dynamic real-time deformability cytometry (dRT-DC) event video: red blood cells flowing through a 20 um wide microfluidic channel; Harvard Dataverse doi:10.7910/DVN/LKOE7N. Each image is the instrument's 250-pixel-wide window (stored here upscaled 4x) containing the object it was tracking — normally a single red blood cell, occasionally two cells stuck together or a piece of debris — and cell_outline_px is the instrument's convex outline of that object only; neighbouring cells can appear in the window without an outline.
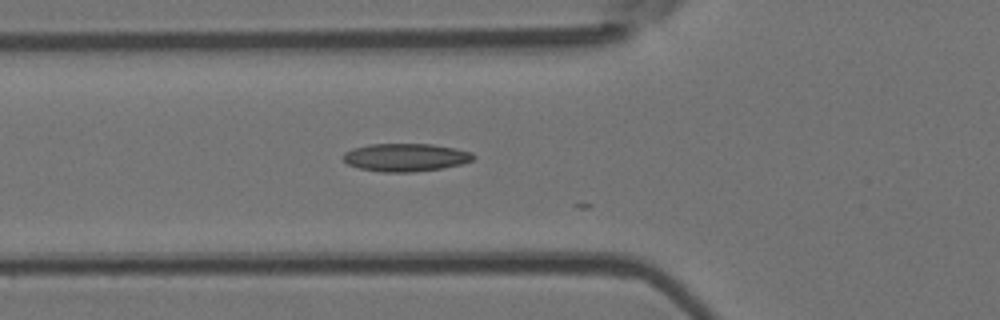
{"species": "Egyptian fruit bat (a non-hibernating species)", "species_latin": "Rousettus aegyptiacus", "temperature_condition": "room temperature", "stored_images_in_passage": 9, "camera_frame_rate_fps": 3000, "um_per_image_px": 0.085, "animal": {"sex": "female"}, "frame": {"image": 1, "passage_image": 8, "time_ms": 2.333, "image_size_px": [1000, 320], "cell_outline_px": [[476, 156], [472, 160], [460, 164], [440, 168], [412, 172], [380, 172], [360, 168], [348, 164], [344, 160], [344, 152], [352, 148], [368, 144], [432, 144], [456, 148], [472, 152]], "centroid_in_image_um": [34.47, 13.37], "position_along_channel_um": 91.3, "area_um2": 21.15}}